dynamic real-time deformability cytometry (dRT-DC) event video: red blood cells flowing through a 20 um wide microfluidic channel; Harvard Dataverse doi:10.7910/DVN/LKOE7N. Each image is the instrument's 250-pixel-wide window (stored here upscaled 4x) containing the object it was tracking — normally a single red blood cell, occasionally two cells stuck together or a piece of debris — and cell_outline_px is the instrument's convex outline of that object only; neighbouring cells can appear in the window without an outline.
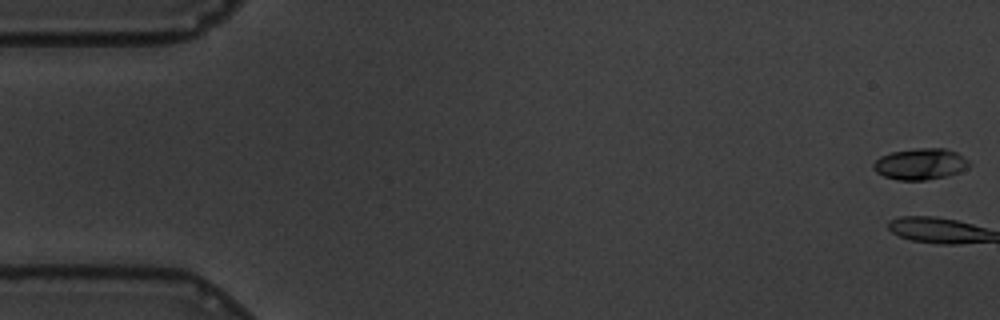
{"species": "common noctule bat (a hibernating species)", "species_latin": "Nyctalus noctula", "temperature_condition": "warm", "stored_images_in_passage": 3, "camera_frame_rate_fps": 3000, "um_per_image_px": 0.085, "animal": {"sex": "male", "body_mass_g": 19.5, "forearm_length_mm": 54.6}, "frame": {"image": 1, "passage_image": 1, "time_ms": 0.0, "image_size_px": [1000, 320], "cell_outline_px": [[972, 164], [968, 168], [960, 172], [948, 176], [924, 180], [900, 180], [884, 176], [876, 172], [872, 168], [872, 164], [880, 156], [892, 152], [916, 148], [944, 148], [956, 152], [968, 160]], "centroid_in_image_um": [78.25, 13.94], "position_along_channel_um": 6.8, "area_um2": 17.57}}